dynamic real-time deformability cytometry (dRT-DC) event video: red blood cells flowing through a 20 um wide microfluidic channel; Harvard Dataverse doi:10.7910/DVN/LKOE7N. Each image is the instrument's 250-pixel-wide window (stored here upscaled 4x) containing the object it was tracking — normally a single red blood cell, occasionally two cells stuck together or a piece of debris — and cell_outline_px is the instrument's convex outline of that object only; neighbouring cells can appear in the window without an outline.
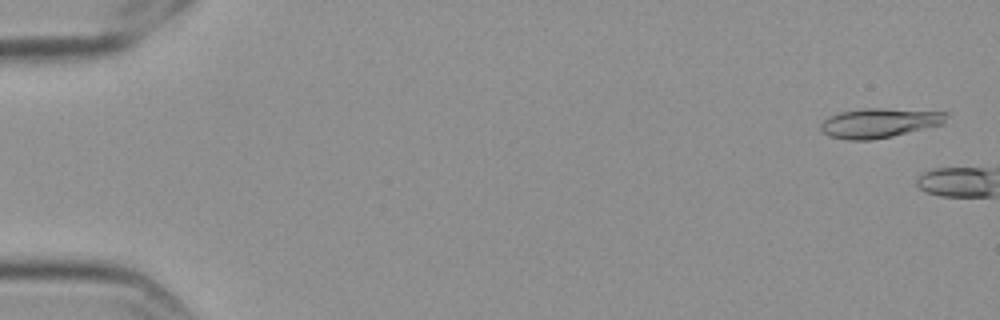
{"species": "Egyptian fruit bat (a non-hibernating species)", "species_latin": "Rousettus aegyptiacus", "temperature_condition": "cold", "stored_images_in_passage": 4, "camera_frame_rate_fps": 3000, "um_per_image_px": 0.085, "frame": {"image": 1, "passage_image": 2, "time_ms": 0.333, "image_size_px": [1000, 320], "cell_outline_px": [[948, 116], [944, 124], [892, 136], [872, 140], [848, 140], [828, 136], [820, 132], [820, 124], [828, 116], [840, 112], [864, 108], [880, 108], [948, 112]], "centroid_in_image_um": [74.72, 10.45], "position_along_channel_um": 10.3, "area_um2": 21.79}}